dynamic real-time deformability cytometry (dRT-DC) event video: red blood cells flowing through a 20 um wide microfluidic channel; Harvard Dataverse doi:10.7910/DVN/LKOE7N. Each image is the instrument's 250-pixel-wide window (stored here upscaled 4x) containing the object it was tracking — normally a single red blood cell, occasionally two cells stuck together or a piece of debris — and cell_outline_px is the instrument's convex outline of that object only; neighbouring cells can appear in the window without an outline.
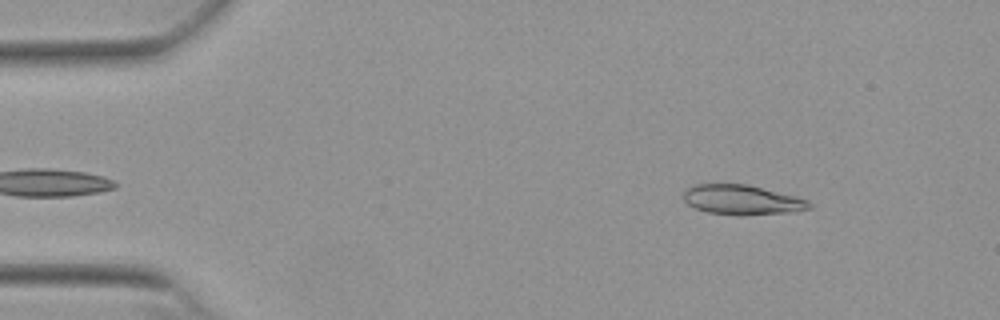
{"species": "Egyptian fruit bat (a non-hibernating species)", "species_latin": "Rousettus aegyptiacus", "temperature_condition": "warm", "stored_images_in_passage": 50, "camera_frame_rate_fps": 3000, "um_per_image_px": 0.085, "animal": {"sex": "female"}, "frame": {"image": 1, "passage_image": 4, "time_ms": 1.0, "image_size_px": [1000, 320], "cell_outline_px": [[812, 208], [796, 212], [744, 216], [740, 216], [708, 212], [696, 208], [688, 204], [684, 200], [684, 188], [692, 184], [748, 184], [796, 196], [808, 200], [812, 204]], "centroid_in_image_um": [63.1, 16.99], "position_along_channel_um": 21.9, "area_um2": 22.25}}
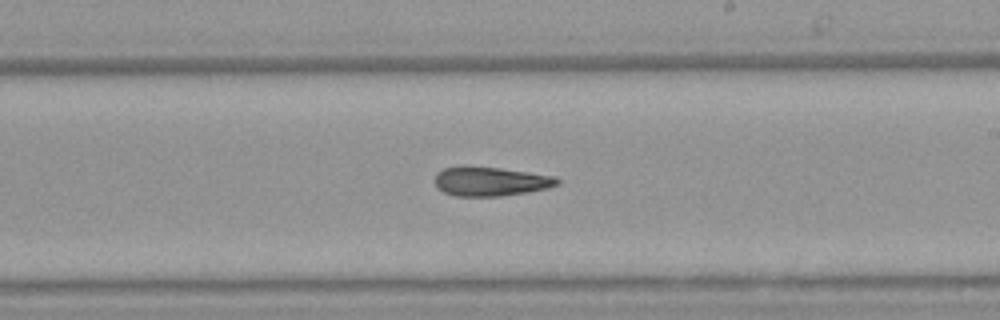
{"frame": {"image": 2, "passage_image": 28, "time_ms": 9.0, "image_size_px": [1000, 320], "cell_outline_px": [[560, 184], [548, 188], [528, 192], [500, 196], [456, 196], [444, 192], [436, 184], [436, 172], [444, 168], [500, 168], [556, 176], [560, 180]], "centroid_in_image_um": [41.78, 15.44], "position_along_channel_um": 247.2, "area_um2": 20.29}}
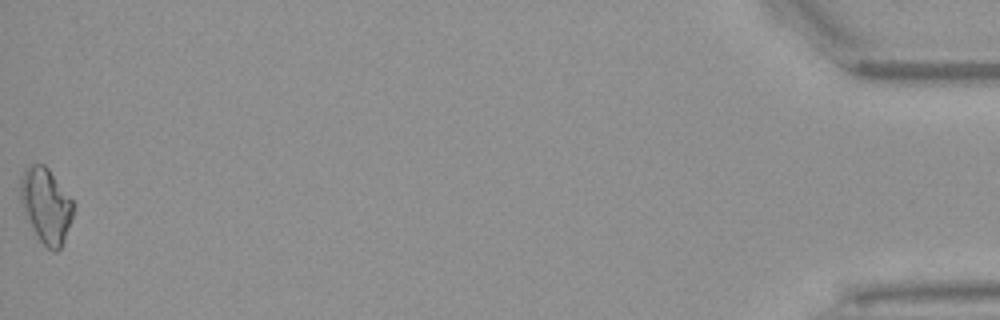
{"frame": {"image": 3, "passage_image": 50, "time_ms": 16.333, "image_size_px": [1000, 320], "cell_outline_px": [[72, 216], [64, 240], [60, 248], [56, 252], [52, 252], [40, 240], [24, 212], [20, 200], [20, 176], [24, 168], [32, 164], [44, 164], [48, 168], [72, 200]], "centroid_in_image_um": [3.88, 17.43], "position_along_channel_um": 431.3, "area_um2": 22.66}, "authors_computed_cell_mechanics": {"area_um2": 21.1259, "velocity_mm_per_s": 3.858, "shape_relaxation_time_tau1_ms": null, "shape_relaxation_time_tau2_ms": 7.239, "deformation_change_tau1": null, "deformation_change_tau2": 0.1904}}